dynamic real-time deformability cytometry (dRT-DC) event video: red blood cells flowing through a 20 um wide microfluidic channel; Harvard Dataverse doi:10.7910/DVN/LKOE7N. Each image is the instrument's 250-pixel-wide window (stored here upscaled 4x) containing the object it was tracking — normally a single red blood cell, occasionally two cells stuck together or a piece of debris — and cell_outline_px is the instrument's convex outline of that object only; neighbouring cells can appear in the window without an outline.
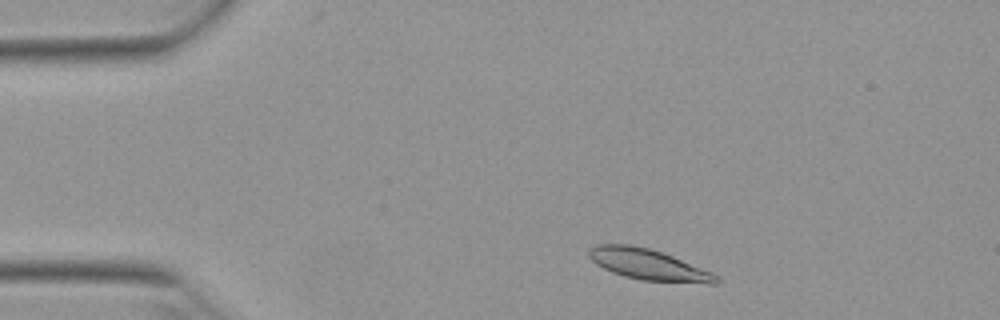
{"species": "Egyptian fruit bat (a non-hibernating species)", "species_latin": "Rousettus aegyptiacus", "temperature_condition": "warm", "stored_images_in_passage": 47, "camera_frame_rate_fps": 3000, "um_per_image_px": 0.085, "animal": {"sex": "female"}, "frame": {"image": 1, "passage_image": 4, "time_ms": 1.0, "image_size_px": [1000, 320], "cell_outline_px": [[720, 280], [716, 284], [708, 284], [640, 280], [624, 276], [612, 272], [596, 264], [588, 256], [588, 248], [596, 244], [632, 244], [648, 248], [672, 256], [712, 272]], "centroid_in_image_um": [55.09, 22.49], "position_along_channel_um": 29.9, "area_um2": 22.95}}
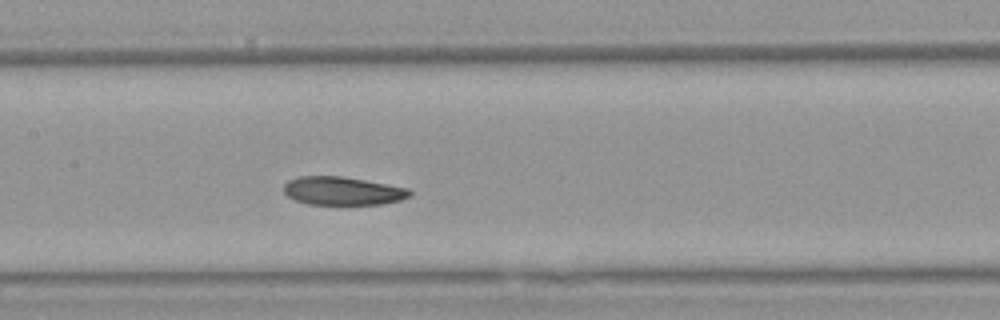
{"frame": {"image": 2, "passage_image": 20, "time_ms": 6.333, "image_size_px": [1000, 320], "cell_outline_px": [[412, 196], [400, 200], [384, 204], [308, 204], [296, 200], [288, 196], [284, 192], [284, 184], [288, 180], [300, 176], [340, 176], [364, 180], [408, 188], [412, 192]], "centroid_in_image_um": [29.13, 16.23], "position_along_channel_um": 178.3, "area_um2": 20.69}}
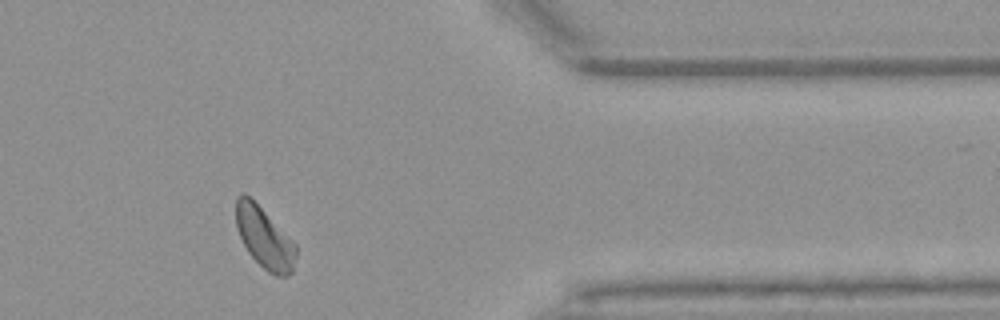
{"frame": {"image": 3, "passage_image": 38, "time_ms": 12.333, "image_size_px": [1000, 320], "cell_outline_px": [[296, 256], [292, 272], [288, 276], [276, 276], [268, 272], [248, 252], [236, 228], [236, 196], [244, 192], [296, 244]], "centroid_in_image_um": [22.47, 20.24], "position_along_channel_um": 388.9, "area_um2": 20.87}, "authors_computed_cell_mechanics": {"area_um2": 21.9062, "velocity_mm_per_s": 3.8743, "shape_relaxation_time_tau1_ms": 5.4083, "shape_relaxation_time_tau2_ms": 4.8955, "deformation_change_tau1": 0.1083, "deformation_change_tau2": 0.0939}}